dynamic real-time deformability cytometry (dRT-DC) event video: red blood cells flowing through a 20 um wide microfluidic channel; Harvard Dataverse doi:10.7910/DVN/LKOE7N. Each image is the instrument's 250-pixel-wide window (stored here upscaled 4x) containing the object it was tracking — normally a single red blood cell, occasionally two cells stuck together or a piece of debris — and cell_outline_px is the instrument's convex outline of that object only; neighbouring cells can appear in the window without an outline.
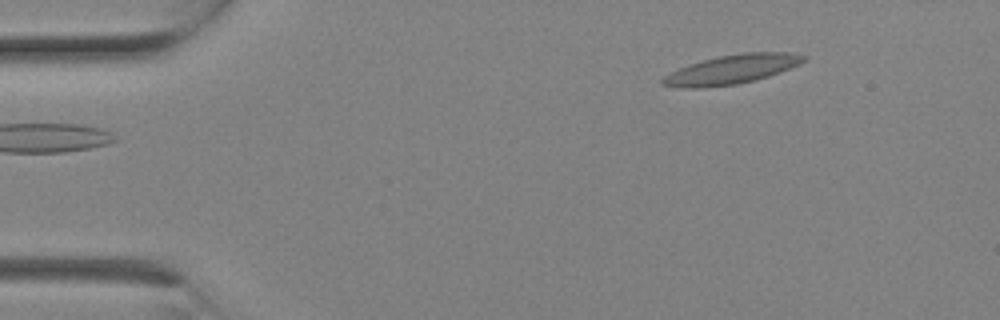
{"species": "Egyptian fruit bat (a non-hibernating species)", "species_latin": "Rousettus aegyptiacus", "temperature_condition": "room temperature", "stored_images_in_passage": 3, "camera_frame_rate_fps": 3000, "um_per_image_px": 0.085, "animal": {"sex": "female"}, "frame": {"image": 1, "passage_image": 3, "time_ms": 0.667, "image_size_px": [1000, 320], "cell_outline_px": [[808, 56], [800, 64], [780, 72], [768, 76], [736, 84], [700, 88], [680, 88], [660, 84], [660, 80], [664, 76], [688, 64], [720, 56], [740, 52], [792, 52]], "centroid_in_image_um": [62.2, 5.89], "position_along_channel_um": 22.8, "area_um2": 23.87}}